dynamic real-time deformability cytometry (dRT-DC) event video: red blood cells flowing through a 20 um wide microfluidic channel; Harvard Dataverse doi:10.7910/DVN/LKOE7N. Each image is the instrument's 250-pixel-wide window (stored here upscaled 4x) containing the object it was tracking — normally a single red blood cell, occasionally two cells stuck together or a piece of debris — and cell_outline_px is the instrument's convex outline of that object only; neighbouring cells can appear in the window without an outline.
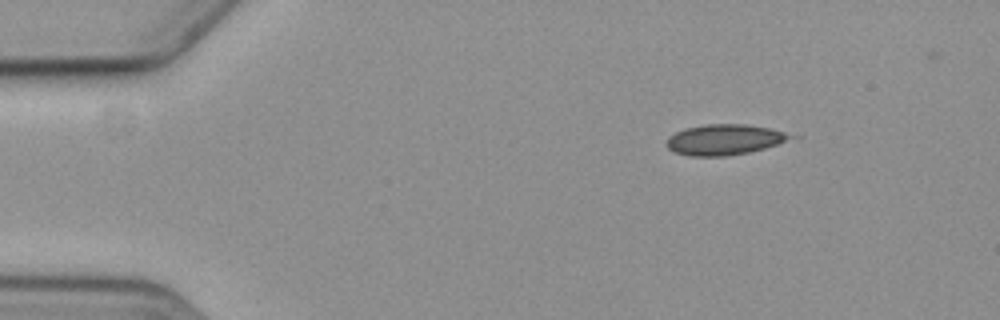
{"species": "common noctule bat (a hibernating species)", "species_latin": "Nyctalus noctula", "temperature_condition": "cold", "stored_images_in_passage": 4, "camera_frame_rate_fps": 3000, "um_per_image_px": 0.085, "animal": {"sex": "female", "body_mass_g": 19.3, "forearm_length_mm": 54.1}, "frame": {"image": 1, "passage_image": 1, "time_ms": 0.0, "image_size_px": [1000, 320], "cell_outline_px": [[804, 136], [764, 148], [748, 152], [724, 156], [688, 156], [676, 152], [668, 148], [664, 144], [668, 136], [684, 128], [704, 124], [748, 124], [768, 128]], "centroid_in_image_um": [61.61, 11.86], "position_along_channel_um": 23.4, "area_um2": 22.43}}
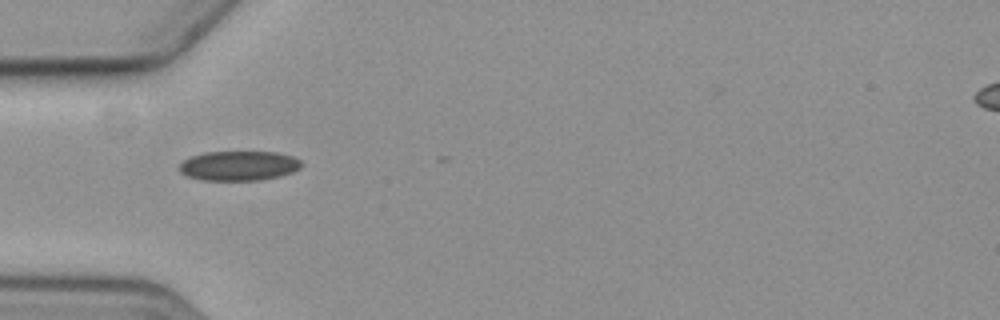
{"frame": {"image": 2, "passage_image": 3, "time_ms": 3.333, "image_size_px": [1000, 320], "cell_outline_px": [[304, 164], [300, 168], [292, 172], [280, 176], [260, 180], [200, 180], [188, 176], [180, 172], [176, 168], [184, 160], [192, 156], [204, 152], [276, 152], [292, 156], [300, 160]], "centroid_in_image_um": [20.29, 14.09], "position_along_channel_um": 64.7, "area_um2": 21.21}}
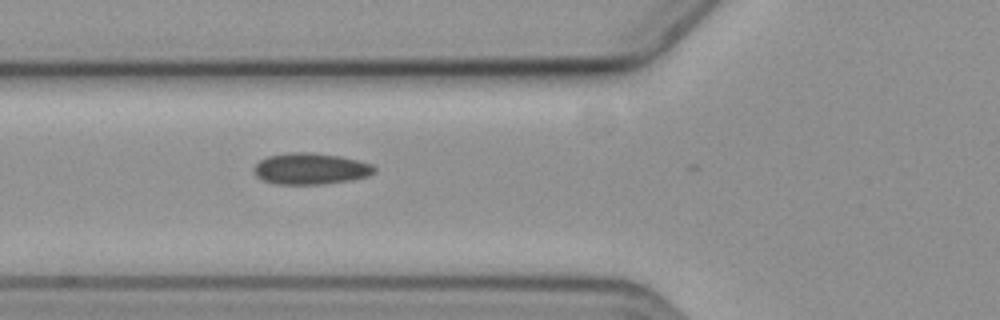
{"frame": {"image": 3, "passage_image": 4, "time_ms": 4.333, "image_size_px": [1000, 320], "cell_outline_px": [[376, 172], [368, 176], [352, 180], [324, 184], [276, 184], [264, 180], [256, 176], [252, 168], [260, 160], [268, 156], [288, 152], [312, 152], [340, 156], [372, 164], [376, 168]], "centroid_in_image_um": [26.4, 14.34], "position_along_channel_um": 99.4, "area_um2": 22.14}}